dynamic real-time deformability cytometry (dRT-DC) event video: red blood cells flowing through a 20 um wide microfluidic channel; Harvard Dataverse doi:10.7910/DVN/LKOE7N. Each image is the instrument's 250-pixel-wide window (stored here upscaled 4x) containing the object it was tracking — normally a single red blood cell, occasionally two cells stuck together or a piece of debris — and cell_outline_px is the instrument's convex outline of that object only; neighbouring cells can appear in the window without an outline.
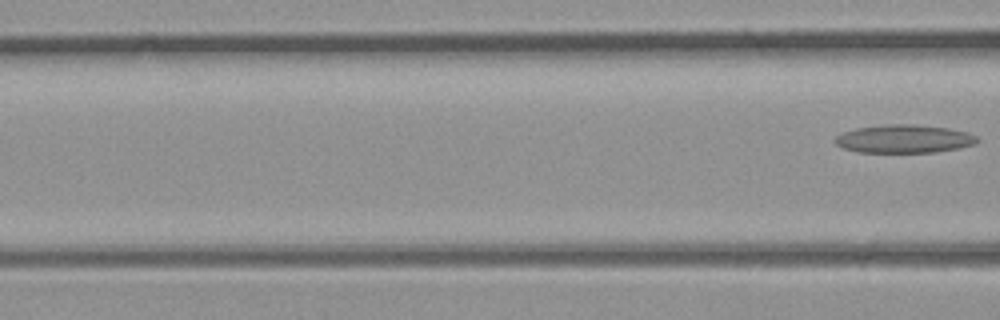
{"species": "common noctule bat (a hibernating species)", "species_latin": "Nyctalus noctula", "temperature_condition": "room temperature", "stored_images_in_passage": 5, "segment_of_instrument_passage": [2, 2], "camera_frame_rate_fps": 3000, "um_per_image_px": 0.085, "animal": {"sex": "male", "body_mass_g": 23.1, "forearm_length_mm": 52.7}, "frame": {"image": 1, "passage_image": 5, "time_ms": 1.333, "image_size_px": [1000, 320], "cell_outline_px": [[980, 140], [976, 144], [936, 152], [856, 152], [840, 148], [832, 140], [836, 136], [844, 132], [856, 128], [888, 124], [912, 124], [948, 128], [968, 132], [976, 136]], "centroid_in_image_um": [76.82, 11.8], "position_along_channel_um": 89.8, "area_um2": 23.47}}